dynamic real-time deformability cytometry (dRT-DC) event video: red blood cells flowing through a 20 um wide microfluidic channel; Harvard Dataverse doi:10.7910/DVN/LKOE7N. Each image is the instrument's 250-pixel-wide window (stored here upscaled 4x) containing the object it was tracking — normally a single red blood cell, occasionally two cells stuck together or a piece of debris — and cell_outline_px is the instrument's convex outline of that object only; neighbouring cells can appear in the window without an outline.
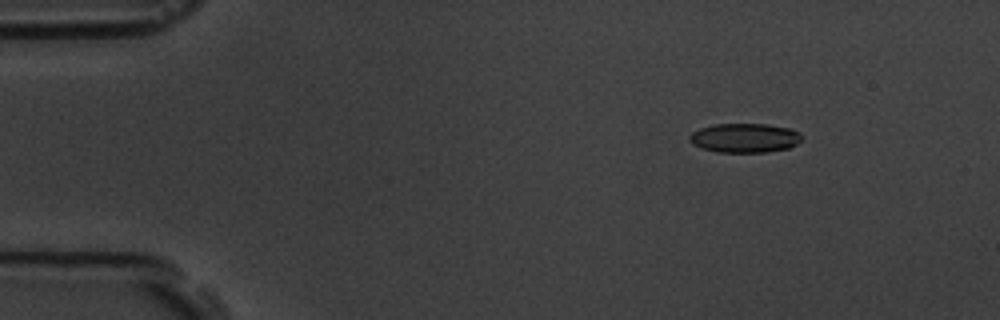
{"species": "common noctule bat (a hibernating species)", "species_latin": "Nyctalus noctula", "temperature_condition": "room temperature", "stored_images_in_passage": 6, "camera_frame_rate_fps": 3000, "um_per_image_px": 0.085, "animal": {"sex": "male", "body_mass_g": 19.5, "forearm_length_mm": 54.6}, "frame": {"image": 1, "passage_image": 3, "time_ms": 2.0, "image_size_px": [1000, 320], "cell_outline_px": [[800, 140], [796, 144], [788, 148], [768, 152], [716, 152], [700, 148], [692, 144], [688, 140], [688, 136], [692, 132], [700, 128], [716, 124], [764, 124], [792, 128], [800, 132]], "centroid_in_image_um": [63.27, 11.73], "position_along_channel_um": 21.7, "area_um2": 19.25}}
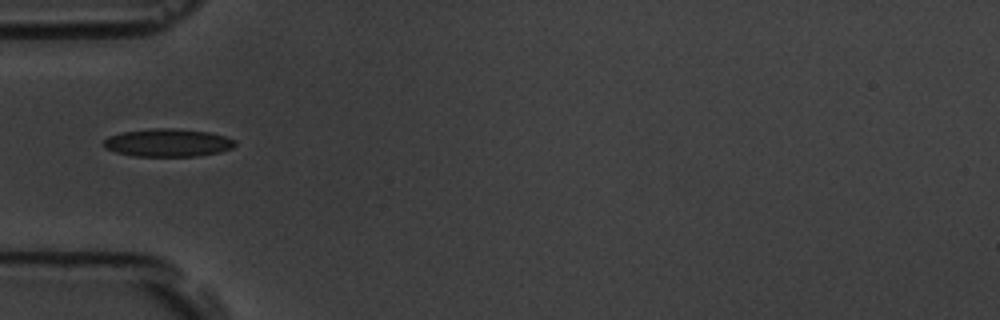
{"frame": {"image": 2, "passage_image": 6, "time_ms": 5.667, "image_size_px": [1000, 320], "cell_outline_px": [[236, 144], [232, 148], [220, 152], [196, 156], [132, 156], [116, 152], [104, 148], [104, 140], [108, 136], [124, 132], [152, 128], [172, 128], [208, 132], [224, 136], [236, 140]], "centroid_in_image_um": [14.26, 12.13], "position_along_channel_um": 70.7, "area_um2": 21.33}}